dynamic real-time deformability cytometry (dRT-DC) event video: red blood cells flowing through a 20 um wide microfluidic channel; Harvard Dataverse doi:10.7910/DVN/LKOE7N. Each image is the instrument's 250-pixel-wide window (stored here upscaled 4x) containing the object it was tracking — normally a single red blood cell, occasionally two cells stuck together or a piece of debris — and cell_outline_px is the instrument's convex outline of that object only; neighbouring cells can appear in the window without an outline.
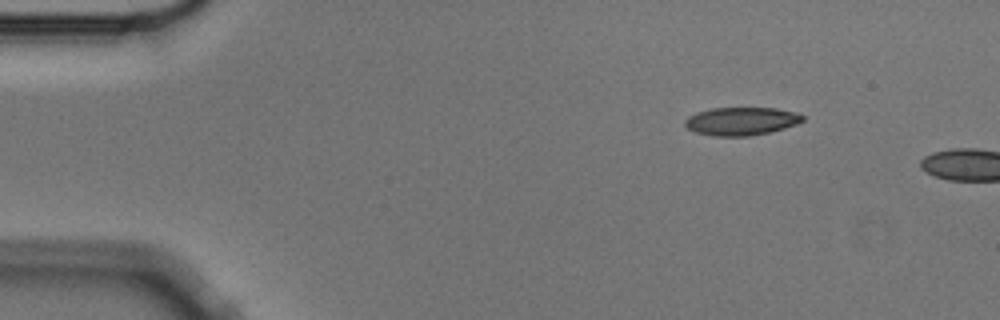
{"species": "Egyptian fruit bat (a non-hibernating species)", "species_latin": "Rousettus aegyptiacus", "temperature_condition": "cold", "stored_images_in_passage": 2, "camera_frame_rate_fps": 3000, "um_per_image_px": 0.085, "animal": {"sex": "male"}, "frame": {"image": 1, "passage_image": 1, "time_ms": 0.0, "image_size_px": [1000, 320], "cell_outline_px": [[804, 120], [796, 124], [784, 128], [768, 132], [748, 136], [716, 136], [696, 132], [688, 128], [684, 124], [684, 120], [688, 116], [696, 112], [712, 108], [776, 108], [796, 112], [804, 116]], "centroid_in_image_um": [63.0, 10.29], "position_along_channel_um": 22.0, "area_um2": 19.19}}